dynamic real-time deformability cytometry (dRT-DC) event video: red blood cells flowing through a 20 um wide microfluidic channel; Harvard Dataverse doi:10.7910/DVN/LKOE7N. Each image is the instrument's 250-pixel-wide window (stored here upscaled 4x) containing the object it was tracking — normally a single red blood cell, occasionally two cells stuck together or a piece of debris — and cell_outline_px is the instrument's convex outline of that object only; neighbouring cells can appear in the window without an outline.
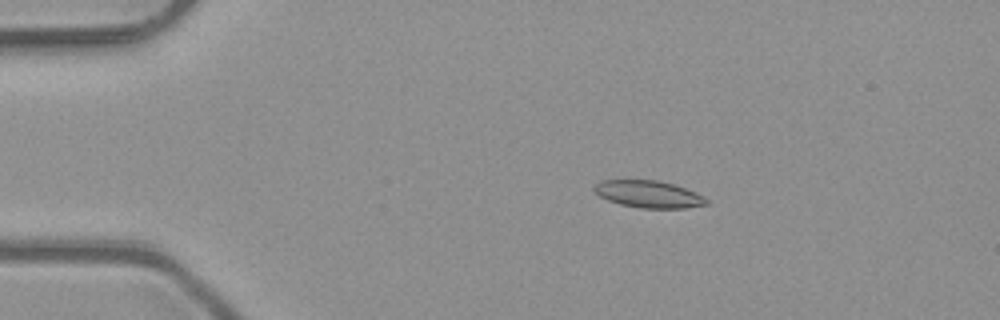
{"species": "common noctule bat (a hibernating species)", "species_latin": "Nyctalus noctula", "temperature_condition": "room temperature", "stored_images_in_passage": 6, "camera_frame_rate_fps": 3000, "um_per_image_px": 0.085, "animal": {"sex": "male", "body_mass_g": 23.1, "forearm_length_mm": 52.7}, "frame": {"image": 1, "passage_image": 2, "time_ms": 0.333, "image_size_px": [1000, 320], "cell_outline_px": [[708, 204], [684, 208], [640, 208], [620, 204], [608, 200], [600, 196], [592, 188], [600, 180], [656, 180], [672, 184], [696, 192], [704, 196], [708, 200]], "centroid_in_image_um": [55.13, 16.5], "position_along_channel_um": 29.9, "area_um2": 17.63}}
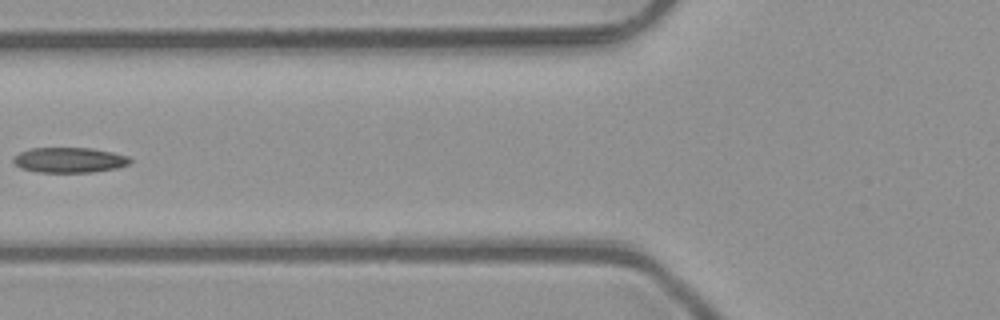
{"frame": {"image": 2, "passage_image": 5, "time_ms": 1.333, "image_size_px": [1000, 320], "cell_outline_px": [[132, 160], [128, 164], [116, 168], [92, 172], [40, 172], [20, 168], [12, 160], [12, 156], [20, 152], [32, 148], [92, 148], [112, 152], [128, 156]], "centroid_in_image_um": [5.88, 13.6], "position_along_channel_um": 119.9, "area_um2": 17.11}}
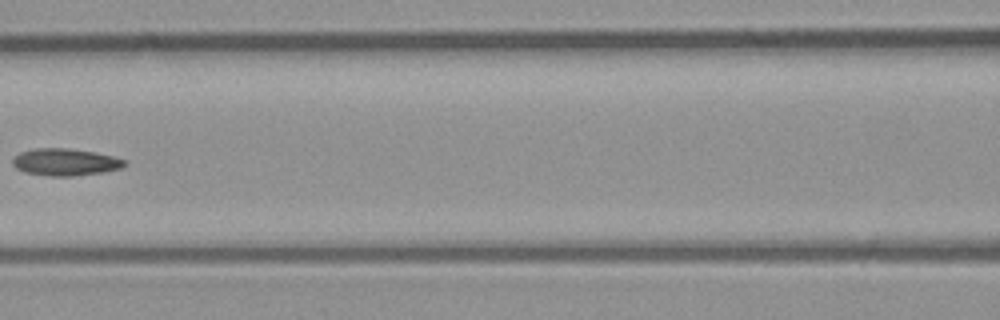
{"frame": {"image": 3, "passage_image": 6, "time_ms": 1.667, "image_size_px": [1000, 320], "cell_outline_px": [[128, 164], [120, 168], [104, 172], [72, 176], [48, 176], [24, 172], [16, 168], [12, 164], [12, 160], [20, 152], [32, 148], [68, 148], [96, 152], [128, 160]], "centroid_in_image_um": [5.56, 13.77], "position_along_channel_um": 161.0, "area_um2": 17.86}}